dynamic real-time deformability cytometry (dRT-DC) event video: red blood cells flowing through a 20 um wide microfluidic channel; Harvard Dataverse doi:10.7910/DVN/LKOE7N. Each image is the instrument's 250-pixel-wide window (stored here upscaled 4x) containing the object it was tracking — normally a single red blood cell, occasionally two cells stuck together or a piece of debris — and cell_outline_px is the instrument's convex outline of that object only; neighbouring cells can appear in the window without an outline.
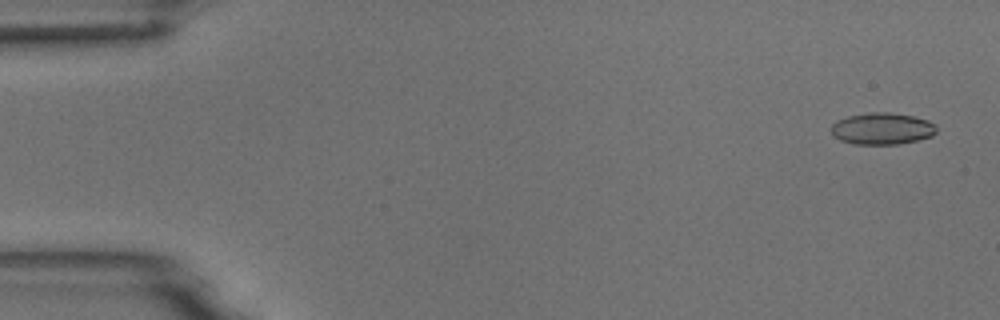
{"species": "common noctule bat (a hibernating species)", "species_latin": "Nyctalus noctula", "temperature_condition": "room temperature", "stored_images_in_passage": 4, "camera_frame_rate_fps": 3000, "um_per_image_px": 0.085, "animal": {"sex": "male", "body_mass_g": 18.8}, "frame": {"image": 1, "passage_image": 1, "time_ms": 0.0, "image_size_px": [1000, 320], "cell_outline_px": [[936, 132], [932, 136], [916, 140], [896, 144], [856, 144], [840, 140], [832, 136], [832, 124], [836, 120], [848, 116], [868, 112], [888, 112], [912, 116], [928, 120], [936, 124]], "centroid_in_image_um": [74.97, 10.92], "position_along_channel_um": 10.0, "area_um2": 19.48}}
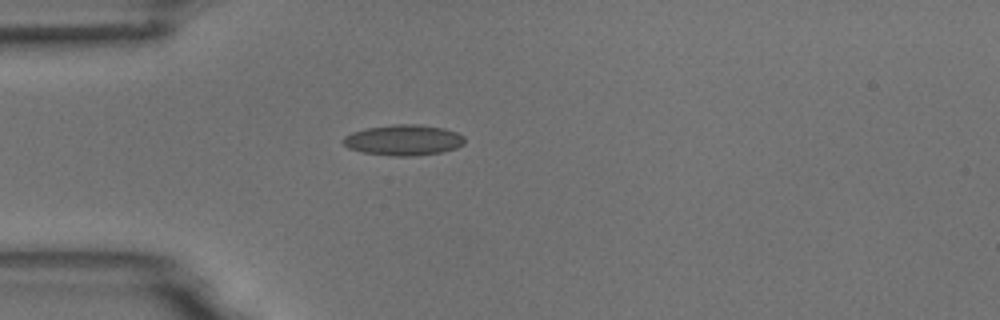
{"frame": {"image": 2, "passage_image": 4, "time_ms": 1.0, "image_size_px": [1000, 320], "cell_outline_px": [[464, 144], [456, 148], [444, 152], [416, 156], [392, 156], [364, 152], [348, 148], [340, 140], [344, 136], [352, 132], [368, 128], [392, 124], [420, 124], [444, 128], [456, 132], [464, 136]], "centroid_in_image_um": [34.31, 11.91], "position_along_channel_um": 50.7, "area_um2": 21.91}}